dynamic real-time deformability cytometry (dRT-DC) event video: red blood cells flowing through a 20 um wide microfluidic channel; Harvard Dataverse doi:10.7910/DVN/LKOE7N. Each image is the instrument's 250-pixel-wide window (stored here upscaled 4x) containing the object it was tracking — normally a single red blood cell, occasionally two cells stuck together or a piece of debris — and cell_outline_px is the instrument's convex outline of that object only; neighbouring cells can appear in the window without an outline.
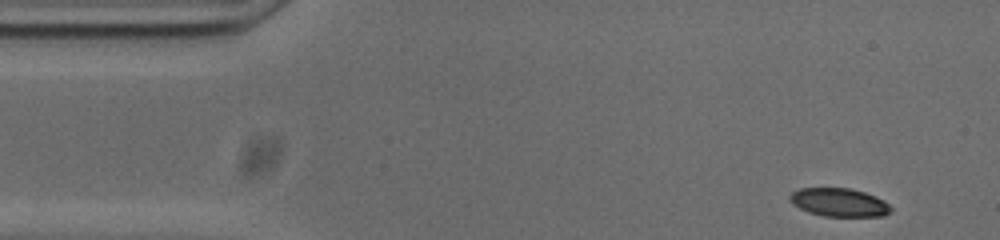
{"species": "common noctule bat (a hibernating species)", "species_latin": "Nyctalus noctula", "temperature_condition": "cold", "stored_images_in_passage": 51, "camera_frame_rate_fps": 3000, "um_per_image_px": 0.085, "animal": {"sex": "male", "body_mass_g": 20.0, "forearm_length_mm": 53.3}, "frame": {"image": 1, "passage_image": 1, "time_ms": 0.0, "image_size_px": [1000, 240], "cell_outline_px": [[892, 212], [884, 216], [824, 216], [808, 212], [792, 204], [788, 200], [788, 196], [792, 192], [800, 188], [848, 188], [864, 192], [876, 196], [884, 200], [892, 208]], "centroid_in_image_um": [71.32, 17.2], "position_along_channel_um": 13.7, "area_um2": 16.82}}
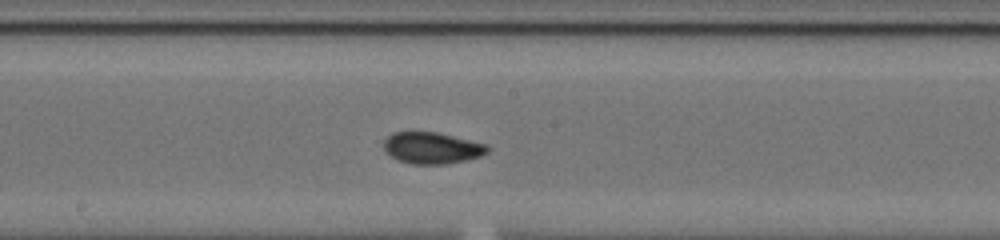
{"frame": {"image": 2, "passage_image": 24, "time_ms": 7.667, "image_size_px": [1000, 240], "cell_outline_px": [[488, 152], [480, 156], [468, 160], [444, 164], [412, 164], [396, 160], [384, 148], [384, 140], [392, 132], [436, 132], [484, 144], [488, 148]], "centroid_in_image_um": [36.69, 12.59], "position_along_channel_um": 211.5, "area_um2": 18.79}}
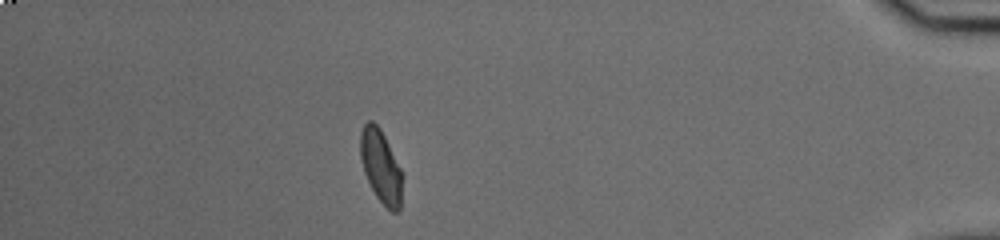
{"frame": {"image": 3, "passage_image": 44, "time_ms": 14.333, "image_size_px": [1000, 240], "cell_outline_px": [[400, 212], [392, 212], [376, 196], [364, 172], [360, 156], [360, 132], [364, 124], [368, 120], [372, 120], [380, 128], [400, 168]], "centroid_in_image_um": [32.33, 14.1], "position_along_channel_um": 402.9, "area_um2": 17.28}, "authors_computed_cell_mechanics": {"area_um2": 18.3804, "velocity_mm_per_s": 3.7298, "shape_relaxation_time_tau1_ms": 9.6611, "shape_relaxation_time_tau2_ms": 1.6222, "deformation_change_tau1": 0.1989, "deformation_change_tau2": 0.0488}}